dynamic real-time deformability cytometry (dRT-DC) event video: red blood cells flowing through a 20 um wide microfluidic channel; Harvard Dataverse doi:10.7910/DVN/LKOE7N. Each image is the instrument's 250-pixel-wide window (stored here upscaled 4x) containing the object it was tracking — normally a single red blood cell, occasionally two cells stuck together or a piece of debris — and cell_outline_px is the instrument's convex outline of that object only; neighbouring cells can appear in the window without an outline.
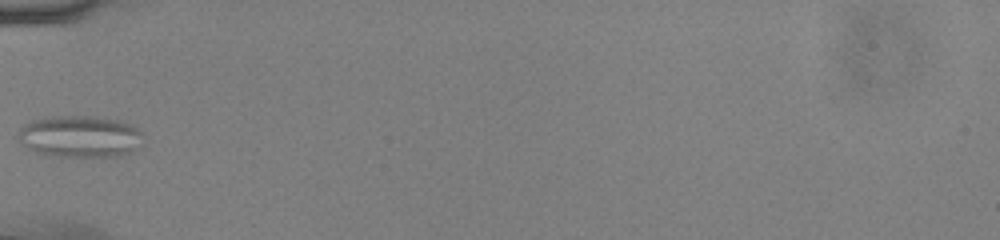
{"species": "common noctule bat (a hibernating species)", "species_latin": "Nyctalus noctula", "temperature_condition": "cold", "stored_images_in_passage": 31, "camera_frame_rate_fps": 3000, "um_per_image_px": 0.085, "animal": {"sex": "male", "body_mass_g": 13.0, "forearm_length_mm": 53.1}, "frame": {"image": 1, "passage_image": 1, "time_ms": 0.0, "image_size_px": [1000, 240], "cell_outline_px": [[144, 132], [136, 148], [132, 152], [120, 156], [56, 156], [36, 152], [28, 148], [16, 136], [20, 128], [32, 120], [52, 116], [96, 116], [120, 120], [132, 124]], "centroid_in_image_um": [6.82, 11.58], "position_along_channel_um": 78.2, "area_um2": 30.52}}
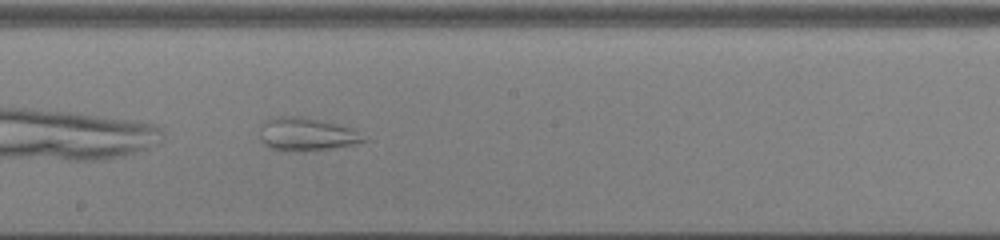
{"frame": {"image": 2, "passage_image": 12, "time_ms": 3.667, "image_size_px": [1000, 240], "cell_outline_px": [[368, 140], [356, 144], [328, 148], [268, 148], [264, 144], [260, 136], [260, 124], [264, 120], [276, 116], [300, 116], [352, 128], [368, 136]], "centroid_in_image_um": [26.08, 11.35], "position_along_channel_um": 222.1, "area_um2": 19.31}}
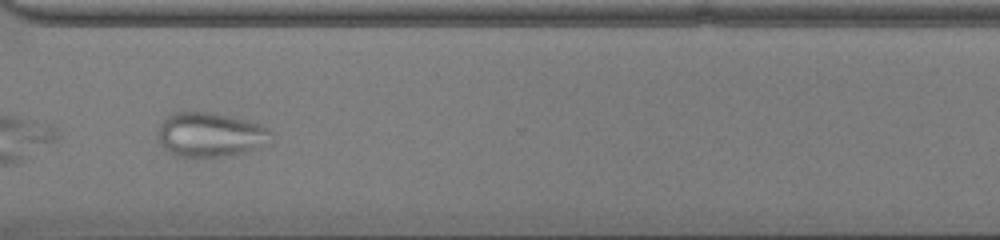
{"frame": {"image": 3, "passage_image": 22, "time_ms": 7.0, "image_size_px": [1000, 240], "cell_outline_px": [[272, 144], [260, 148], [244, 152], [220, 156], [176, 156], [168, 152], [156, 140], [156, 128], [172, 112], [212, 112], [260, 124], [268, 128], [272, 132]], "centroid_in_image_um": [17.87, 11.45], "position_along_channel_um": 352.7, "area_um2": 29.65}, "authors_computed_cell_mechanics": {"area_um2": 25.3742, "velocity_mm_per_s": 3.9211, "shape_relaxation_time_tau1_ms": null, "shape_relaxation_time_tau2_ms": 1.4123, "deformation_change_tau1": null, "deformation_change_tau2": 0.0757}}